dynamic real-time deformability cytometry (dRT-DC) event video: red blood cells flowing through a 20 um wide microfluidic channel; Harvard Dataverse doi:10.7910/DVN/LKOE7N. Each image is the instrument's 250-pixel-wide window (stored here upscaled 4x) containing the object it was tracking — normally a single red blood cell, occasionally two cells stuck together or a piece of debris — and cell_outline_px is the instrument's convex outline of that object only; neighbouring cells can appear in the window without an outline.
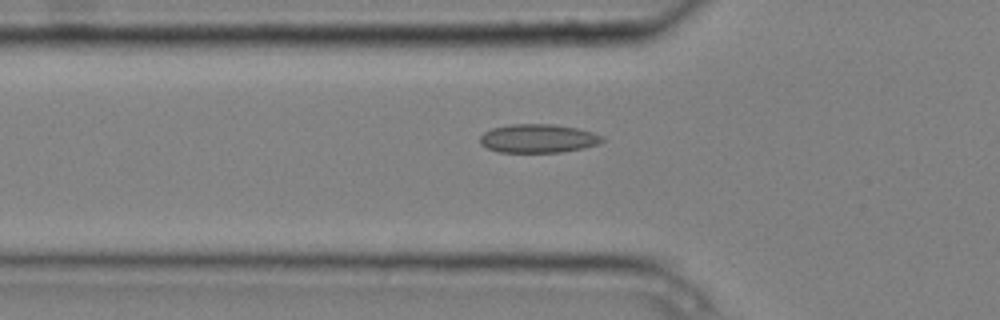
{"species": "common noctule bat (a hibernating species)", "species_latin": "Nyctalus noctula", "temperature_condition": "cold", "stored_images_in_passage": 7, "segment_of_instrument_passage": [2, 2], "camera_frame_rate_fps": 3000, "um_per_image_px": 0.085, "animal": {"sex": "male", "body_mass_g": 20.4}, "frame": {"image": 1, "passage_image": 7, "time_ms": 2.0, "image_size_px": [1000, 320], "cell_outline_px": [[604, 140], [600, 144], [584, 148], [560, 152], [500, 152], [488, 148], [480, 144], [480, 136], [484, 132], [492, 128], [508, 124], [556, 124], [576, 128], [592, 132], [604, 136]], "centroid_in_image_um": [45.76, 11.76], "position_along_channel_um": 80.0, "area_um2": 20.52}}